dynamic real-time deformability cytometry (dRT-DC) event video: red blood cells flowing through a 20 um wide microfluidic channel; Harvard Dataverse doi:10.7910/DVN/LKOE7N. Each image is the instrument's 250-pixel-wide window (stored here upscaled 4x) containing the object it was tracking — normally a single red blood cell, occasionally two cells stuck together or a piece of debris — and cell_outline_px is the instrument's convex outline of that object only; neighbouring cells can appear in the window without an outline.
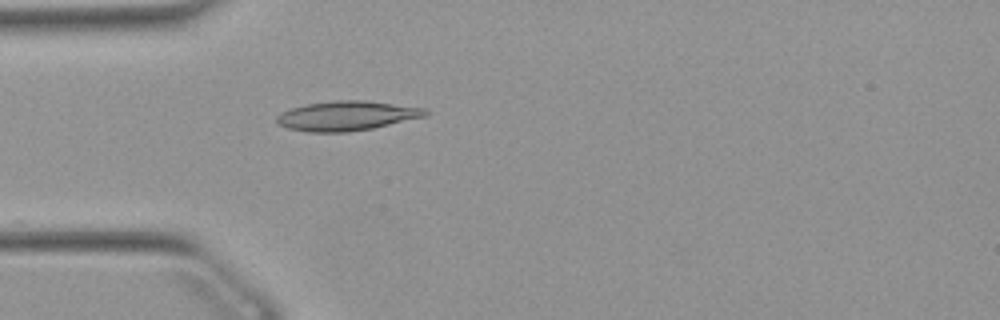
{"species": "Egyptian fruit bat (a non-hibernating species)", "species_latin": "Rousettus aegyptiacus", "temperature_condition": "warm", "stored_images_in_passage": 40, "camera_frame_rate_fps": 3000, "um_per_image_px": 0.085, "animal": {"sex": "female"}, "frame": {"image": 1, "passage_image": 3, "time_ms": 0.667, "image_size_px": [1000, 320], "cell_outline_px": [[428, 112], [424, 116], [372, 128], [348, 132], [308, 132], [288, 128], [276, 124], [276, 116], [280, 112], [292, 108], [308, 104], [336, 100], [368, 100], [424, 108]], "centroid_in_image_um": [29.41, 9.84], "position_along_channel_um": 55.6, "area_um2": 25.43}}
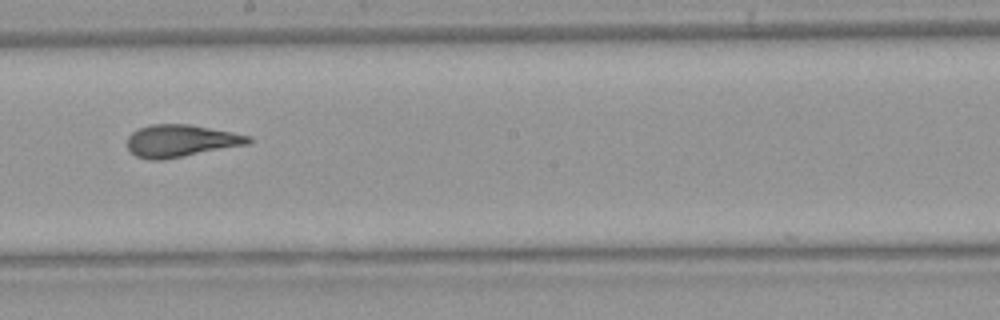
{"frame": {"image": 2, "passage_image": 17, "time_ms": 5.333, "image_size_px": [1000, 320], "cell_outline_px": [[252, 140], [248, 144], [164, 160], [148, 160], [136, 156], [128, 148], [128, 136], [132, 132], [140, 128], [152, 124], [188, 124], [232, 132], [252, 136]], "centroid_in_image_um": [15.37, 11.97], "position_along_channel_um": 232.8, "area_um2": 22.72}}
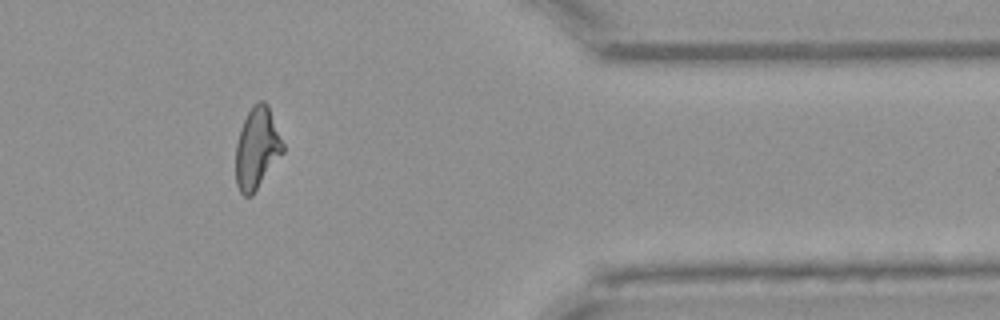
{"frame": {"image": 3, "passage_image": 31, "time_ms": 10.0, "image_size_px": [1000, 320], "cell_outline_px": [[284, 152], [252, 196], [244, 196], [240, 192], [236, 184], [236, 144], [240, 128], [252, 104], [260, 100], [264, 100], [268, 104], [284, 144]], "centroid_in_image_um": [21.85, 12.59], "position_along_channel_um": 389.6, "area_um2": 22.54}, "authors_computed_cell_mechanics": {"area_um2": 22.831, "velocity_mm_per_s": 3.8901, "shape_relaxation_time_tau1_ms": null, "shape_relaxation_time_tau2_ms": 1.683, "deformation_change_tau1": null, "deformation_change_tau2": 0.0627}}